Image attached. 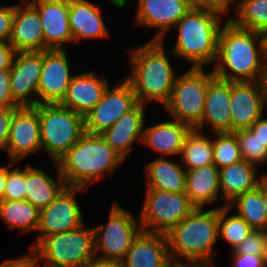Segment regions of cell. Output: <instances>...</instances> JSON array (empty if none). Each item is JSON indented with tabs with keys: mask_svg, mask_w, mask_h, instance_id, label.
Returning a JSON list of instances; mask_svg holds the SVG:
<instances>
[{
	"mask_svg": "<svg viewBox=\"0 0 267 267\" xmlns=\"http://www.w3.org/2000/svg\"><path fill=\"white\" fill-rule=\"evenodd\" d=\"M226 19L211 67L215 76L226 81H263L266 70L263 33L237 27L227 16Z\"/></svg>",
	"mask_w": 267,
	"mask_h": 267,
	"instance_id": "6da1fadb",
	"label": "cell"
},
{
	"mask_svg": "<svg viewBox=\"0 0 267 267\" xmlns=\"http://www.w3.org/2000/svg\"><path fill=\"white\" fill-rule=\"evenodd\" d=\"M164 43L165 41L149 40L128 52L131 71L125 79L131 84L138 102L144 105L156 102L164 107L172 94L178 74L170 59L175 55L171 51L167 53Z\"/></svg>",
	"mask_w": 267,
	"mask_h": 267,
	"instance_id": "7a4b0ae2",
	"label": "cell"
},
{
	"mask_svg": "<svg viewBox=\"0 0 267 267\" xmlns=\"http://www.w3.org/2000/svg\"><path fill=\"white\" fill-rule=\"evenodd\" d=\"M227 14L213 7L193 6L173 29L176 41L170 51L190 64V68L213 66L219 34ZM206 66V67H205Z\"/></svg>",
	"mask_w": 267,
	"mask_h": 267,
	"instance_id": "3957f363",
	"label": "cell"
},
{
	"mask_svg": "<svg viewBox=\"0 0 267 267\" xmlns=\"http://www.w3.org/2000/svg\"><path fill=\"white\" fill-rule=\"evenodd\" d=\"M125 159L105 141L101 134L85 132L57 161L68 187L85 188L115 174Z\"/></svg>",
	"mask_w": 267,
	"mask_h": 267,
	"instance_id": "277c9868",
	"label": "cell"
},
{
	"mask_svg": "<svg viewBox=\"0 0 267 267\" xmlns=\"http://www.w3.org/2000/svg\"><path fill=\"white\" fill-rule=\"evenodd\" d=\"M195 208L166 237L172 261L215 267L214 247L219 241V208Z\"/></svg>",
	"mask_w": 267,
	"mask_h": 267,
	"instance_id": "5b68a950",
	"label": "cell"
},
{
	"mask_svg": "<svg viewBox=\"0 0 267 267\" xmlns=\"http://www.w3.org/2000/svg\"><path fill=\"white\" fill-rule=\"evenodd\" d=\"M86 225L43 237L32 248L36 267H85L96 255L94 230Z\"/></svg>",
	"mask_w": 267,
	"mask_h": 267,
	"instance_id": "8992f818",
	"label": "cell"
},
{
	"mask_svg": "<svg viewBox=\"0 0 267 267\" xmlns=\"http://www.w3.org/2000/svg\"><path fill=\"white\" fill-rule=\"evenodd\" d=\"M42 151L57 162L85 133L84 116L56 104H37Z\"/></svg>",
	"mask_w": 267,
	"mask_h": 267,
	"instance_id": "52a82bcc",
	"label": "cell"
},
{
	"mask_svg": "<svg viewBox=\"0 0 267 267\" xmlns=\"http://www.w3.org/2000/svg\"><path fill=\"white\" fill-rule=\"evenodd\" d=\"M189 68L178 74L168 103L162 108L171 119L195 129L202 120L209 83L216 77L213 70Z\"/></svg>",
	"mask_w": 267,
	"mask_h": 267,
	"instance_id": "ba28073f",
	"label": "cell"
},
{
	"mask_svg": "<svg viewBox=\"0 0 267 267\" xmlns=\"http://www.w3.org/2000/svg\"><path fill=\"white\" fill-rule=\"evenodd\" d=\"M144 190L142 209L138 215L142 231L166 234L195 209L185 192Z\"/></svg>",
	"mask_w": 267,
	"mask_h": 267,
	"instance_id": "9c48e42d",
	"label": "cell"
},
{
	"mask_svg": "<svg viewBox=\"0 0 267 267\" xmlns=\"http://www.w3.org/2000/svg\"><path fill=\"white\" fill-rule=\"evenodd\" d=\"M109 211L106 223L93 227L95 254L122 261L132 242L142 231L140 220L117 201Z\"/></svg>",
	"mask_w": 267,
	"mask_h": 267,
	"instance_id": "30bf717a",
	"label": "cell"
},
{
	"mask_svg": "<svg viewBox=\"0 0 267 267\" xmlns=\"http://www.w3.org/2000/svg\"><path fill=\"white\" fill-rule=\"evenodd\" d=\"M86 190L67 186L48 206L40 210L38 230L31 249L45 236L71 231L85 223L83 209L76 196Z\"/></svg>",
	"mask_w": 267,
	"mask_h": 267,
	"instance_id": "8fae6325",
	"label": "cell"
},
{
	"mask_svg": "<svg viewBox=\"0 0 267 267\" xmlns=\"http://www.w3.org/2000/svg\"><path fill=\"white\" fill-rule=\"evenodd\" d=\"M106 89L102 99L84 116L85 132L101 134L139 102L131 84L125 79Z\"/></svg>",
	"mask_w": 267,
	"mask_h": 267,
	"instance_id": "7c38bea8",
	"label": "cell"
},
{
	"mask_svg": "<svg viewBox=\"0 0 267 267\" xmlns=\"http://www.w3.org/2000/svg\"><path fill=\"white\" fill-rule=\"evenodd\" d=\"M194 6L190 0H137L134 25L156 29L151 40L164 41L174 25Z\"/></svg>",
	"mask_w": 267,
	"mask_h": 267,
	"instance_id": "4fadbf2b",
	"label": "cell"
},
{
	"mask_svg": "<svg viewBox=\"0 0 267 267\" xmlns=\"http://www.w3.org/2000/svg\"><path fill=\"white\" fill-rule=\"evenodd\" d=\"M5 151L7 158L15 162L42 152L40 120L34 106H21L14 111Z\"/></svg>",
	"mask_w": 267,
	"mask_h": 267,
	"instance_id": "5bb4252c",
	"label": "cell"
},
{
	"mask_svg": "<svg viewBox=\"0 0 267 267\" xmlns=\"http://www.w3.org/2000/svg\"><path fill=\"white\" fill-rule=\"evenodd\" d=\"M67 49L43 51L42 71L37 92V104L61 103L72 77Z\"/></svg>",
	"mask_w": 267,
	"mask_h": 267,
	"instance_id": "9a60e30c",
	"label": "cell"
},
{
	"mask_svg": "<svg viewBox=\"0 0 267 267\" xmlns=\"http://www.w3.org/2000/svg\"><path fill=\"white\" fill-rule=\"evenodd\" d=\"M232 132L249 129L267 109L263 81H231Z\"/></svg>",
	"mask_w": 267,
	"mask_h": 267,
	"instance_id": "2e32d148",
	"label": "cell"
},
{
	"mask_svg": "<svg viewBox=\"0 0 267 267\" xmlns=\"http://www.w3.org/2000/svg\"><path fill=\"white\" fill-rule=\"evenodd\" d=\"M42 64L43 51H16L10 69V88L13 100L20 107L37 105Z\"/></svg>",
	"mask_w": 267,
	"mask_h": 267,
	"instance_id": "e0dca14e",
	"label": "cell"
},
{
	"mask_svg": "<svg viewBox=\"0 0 267 267\" xmlns=\"http://www.w3.org/2000/svg\"><path fill=\"white\" fill-rule=\"evenodd\" d=\"M29 1L37 8L43 25L44 50L67 49V44L73 43L69 27V0Z\"/></svg>",
	"mask_w": 267,
	"mask_h": 267,
	"instance_id": "ac0fdd59",
	"label": "cell"
},
{
	"mask_svg": "<svg viewBox=\"0 0 267 267\" xmlns=\"http://www.w3.org/2000/svg\"><path fill=\"white\" fill-rule=\"evenodd\" d=\"M230 98L231 81L215 77L207 88L203 117L195 130L204 132L209 127L212 133L232 132Z\"/></svg>",
	"mask_w": 267,
	"mask_h": 267,
	"instance_id": "d6986e66",
	"label": "cell"
},
{
	"mask_svg": "<svg viewBox=\"0 0 267 267\" xmlns=\"http://www.w3.org/2000/svg\"><path fill=\"white\" fill-rule=\"evenodd\" d=\"M110 83L103 73L97 74L94 71L76 73L60 104L85 116L102 99Z\"/></svg>",
	"mask_w": 267,
	"mask_h": 267,
	"instance_id": "ffe728a7",
	"label": "cell"
},
{
	"mask_svg": "<svg viewBox=\"0 0 267 267\" xmlns=\"http://www.w3.org/2000/svg\"><path fill=\"white\" fill-rule=\"evenodd\" d=\"M15 5L9 44L16 51H44V30L37 8L22 0Z\"/></svg>",
	"mask_w": 267,
	"mask_h": 267,
	"instance_id": "44dd1931",
	"label": "cell"
},
{
	"mask_svg": "<svg viewBox=\"0 0 267 267\" xmlns=\"http://www.w3.org/2000/svg\"><path fill=\"white\" fill-rule=\"evenodd\" d=\"M146 106L138 103L132 110L123 114L114 125L101 133L105 141L125 160L130 155L134 143L142 142L146 126Z\"/></svg>",
	"mask_w": 267,
	"mask_h": 267,
	"instance_id": "7402d4cb",
	"label": "cell"
},
{
	"mask_svg": "<svg viewBox=\"0 0 267 267\" xmlns=\"http://www.w3.org/2000/svg\"><path fill=\"white\" fill-rule=\"evenodd\" d=\"M122 262L124 267H166L172 262L166 234L141 231Z\"/></svg>",
	"mask_w": 267,
	"mask_h": 267,
	"instance_id": "603a6c76",
	"label": "cell"
},
{
	"mask_svg": "<svg viewBox=\"0 0 267 267\" xmlns=\"http://www.w3.org/2000/svg\"><path fill=\"white\" fill-rule=\"evenodd\" d=\"M192 128L180 121L170 118L160 123L144 127L141 144L155 152L157 157L180 156L186 136Z\"/></svg>",
	"mask_w": 267,
	"mask_h": 267,
	"instance_id": "cb8c5ba5",
	"label": "cell"
},
{
	"mask_svg": "<svg viewBox=\"0 0 267 267\" xmlns=\"http://www.w3.org/2000/svg\"><path fill=\"white\" fill-rule=\"evenodd\" d=\"M101 6L89 0H69V27L73 42L110 37ZM78 42V43H77Z\"/></svg>",
	"mask_w": 267,
	"mask_h": 267,
	"instance_id": "d4e9b609",
	"label": "cell"
},
{
	"mask_svg": "<svg viewBox=\"0 0 267 267\" xmlns=\"http://www.w3.org/2000/svg\"><path fill=\"white\" fill-rule=\"evenodd\" d=\"M51 164L57 172L56 178L49 176L44 169L33 164L27 163L25 166V200L39 210L48 206L67 187L57 162Z\"/></svg>",
	"mask_w": 267,
	"mask_h": 267,
	"instance_id": "484cf974",
	"label": "cell"
},
{
	"mask_svg": "<svg viewBox=\"0 0 267 267\" xmlns=\"http://www.w3.org/2000/svg\"><path fill=\"white\" fill-rule=\"evenodd\" d=\"M258 170L256 165L243 159L219 169L220 191L224 206L238 195L255 189L259 185L267 173H259Z\"/></svg>",
	"mask_w": 267,
	"mask_h": 267,
	"instance_id": "4316f807",
	"label": "cell"
},
{
	"mask_svg": "<svg viewBox=\"0 0 267 267\" xmlns=\"http://www.w3.org/2000/svg\"><path fill=\"white\" fill-rule=\"evenodd\" d=\"M185 194L195 208H211L215 200L223 202L219 169L213 164L187 170Z\"/></svg>",
	"mask_w": 267,
	"mask_h": 267,
	"instance_id": "83f0119b",
	"label": "cell"
},
{
	"mask_svg": "<svg viewBox=\"0 0 267 267\" xmlns=\"http://www.w3.org/2000/svg\"><path fill=\"white\" fill-rule=\"evenodd\" d=\"M169 157H156L146 163L145 189H159L174 193L185 192L186 169L181 161H173Z\"/></svg>",
	"mask_w": 267,
	"mask_h": 267,
	"instance_id": "f1b7e54d",
	"label": "cell"
},
{
	"mask_svg": "<svg viewBox=\"0 0 267 267\" xmlns=\"http://www.w3.org/2000/svg\"><path fill=\"white\" fill-rule=\"evenodd\" d=\"M40 210L26 200H3L0 202V219L10 230L19 229L20 235L36 232Z\"/></svg>",
	"mask_w": 267,
	"mask_h": 267,
	"instance_id": "f546056e",
	"label": "cell"
},
{
	"mask_svg": "<svg viewBox=\"0 0 267 267\" xmlns=\"http://www.w3.org/2000/svg\"><path fill=\"white\" fill-rule=\"evenodd\" d=\"M228 206L242 217L253 230L267 231V215L263 204V179L259 185L238 195Z\"/></svg>",
	"mask_w": 267,
	"mask_h": 267,
	"instance_id": "4dcf8cb0",
	"label": "cell"
},
{
	"mask_svg": "<svg viewBox=\"0 0 267 267\" xmlns=\"http://www.w3.org/2000/svg\"><path fill=\"white\" fill-rule=\"evenodd\" d=\"M179 158L186 170L213 165L212 138L205 132L192 129L185 138Z\"/></svg>",
	"mask_w": 267,
	"mask_h": 267,
	"instance_id": "1f68e13d",
	"label": "cell"
},
{
	"mask_svg": "<svg viewBox=\"0 0 267 267\" xmlns=\"http://www.w3.org/2000/svg\"><path fill=\"white\" fill-rule=\"evenodd\" d=\"M228 19L237 27L265 33L267 31V0H238Z\"/></svg>",
	"mask_w": 267,
	"mask_h": 267,
	"instance_id": "d6a6232c",
	"label": "cell"
},
{
	"mask_svg": "<svg viewBox=\"0 0 267 267\" xmlns=\"http://www.w3.org/2000/svg\"><path fill=\"white\" fill-rule=\"evenodd\" d=\"M233 209L226 205L219 208V238L229 245L230 251L236 247L253 231L250 225L237 213L231 214Z\"/></svg>",
	"mask_w": 267,
	"mask_h": 267,
	"instance_id": "836d02e7",
	"label": "cell"
},
{
	"mask_svg": "<svg viewBox=\"0 0 267 267\" xmlns=\"http://www.w3.org/2000/svg\"><path fill=\"white\" fill-rule=\"evenodd\" d=\"M214 165L221 169L242 160L239 142L234 132L213 133Z\"/></svg>",
	"mask_w": 267,
	"mask_h": 267,
	"instance_id": "e575fe53",
	"label": "cell"
},
{
	"mask_svg": "<svg viewBox=\"0 0 267 267\" xmlns=\"http://www.w3.org/2000/svg\"><path fill=\"white\" fill-rule=\"evenodd\" d=\"M243 160L256 165L265 166L267 163V148L256 138L249 129L234 132Z\"/></svg>",
	"mask_w": 267,
	"mask_h": 267,
	"instance_id": "d590c367",
	"label": "cell"
},
{
	"mask_svg": "<svg viewBox=\"0 0 267 267\" xmlns=\"http://www.w3.org/2000/svg\"><path fill=\"white\" fill-rule=\"evenodd\" d=\"M7 161L9 162L7 163V180L3 200H25V167L22 168L19 162Z\"/></svg>",
	"mask_w": 267,
	"mask_h": 267,
	"instance_id": "8d00e7d4",
	"label": "cell"
},
{
	"mask_svg": "<svg viewBox=\"0 0 267 267\" xmlns=\"http://www.w3.org/2000/svg\"><path fill=\"white\" fill-rule=\"evenodd\" d=\"M231 253L267 256V231L253 230Z\"/></svg>",
	"mask_w": 267,
	"mask_h": 267,
	"instance_id": "74e56055",
	"label": "cell"
},
{
	"mask_svg": "<svg viewBox=\"0 0 267 267\" xmlns=\"http://www.w3.org/2000/svg\"><path fill=\"white\" fill-rule=\"evenodd\" d=\"M15 5H0V43H9Z\"/></svg>",
	"mask_w": 267,
	"mask_h": 267,
	"instance_id": "f35d334b",
	"label": "cell"
},
{
	"mask_svg": "<svg viewBox=\"0 0 267 267\" xmlns=\"http://www.w3.org/2000/svg\"><path fill=\"white\" fill-rule=\"evenodd\" d=\"M231 267H267V256L231 253Z\"/></svg>",
	"mask_w": 267,
	"mask_h": 267,
	"instance_id": "ab89813d",
	"label": "cell"
},
{
	"mask_svg": "<svg viewBox=\"0 0 267 267\" xmlns=\"http://www.w3.org/2000/svg\"><path fill=\"white\" fill-rule=\"evenodd\" d=\"M10 70H0V107H20L11 95Z\"/></svg>",
	"mask_w": 267,
	"mask_h": 267,
	"instance_id": "60d3db41",
	"label": "cell"
},
{
	"mask_svg": "<svg viewBox=\"0 0 267 267\" xmlns=\"http://www.w3.org/2000/svg\"><path fill=\"white\" fill-rule=\"evenodd\" d=\"M17 108L0 107V150H6L11 120Z\"/></svg>",
	"mask_w": 267,
	"mask_h": 267,
	"instance_id": "b9f144b4",
	"label": "cell"
},
{
	"mask_svg": "<svg viewBox=\"0 0 267 267\" xmlns=\"http://www.w3.org/2000/svg\"><path fill=\"white\" fill-rule=\"evenodd\" d=\"M0 267H36L32 249L30 248L28 252L21 254L18 258L4 260Z\"/></svg>",
	"mask_w": 267,
	"mask_h": 267,
	"instance_id": "7bdbcfd3",
	"label": "cell"
},
{
	"mask_svg": "<svg viewBox=\"0 0 267 267\" xmlns=\"http://www.w3.org/2000/svg\"><path fill=\"white\" fill-rule=\"evenodd\" d=\"M16 50L9 43H0V70H10Z\"/></svg>",
	"mask_w": 267,
	"mask_h": 267,
	"instance_id": "ee69618b",
	"label": "cell"
},
{
	"mask_svg": "<svg viewBox=\"0 0 267 267\" xmlns=\"http://www.w3.org/2000/svg\"><path fill=\"white\" fill-rule=\"evenodd\" d=\"M249 130L267 148V118L262 115L253 123Z\"/></svg>",
	"mask_w": 267,
	"mask_h": 267,
	"instance_id": "f6af8a7d",
	"label": "cell"
},
{
	"mask_svg": "<svg viewBox=\"0 0 267 267\" xmlns=\"http://www.w3.org/2000/svg\"><path fill=\"white\" fill-rule=\"evenodd\" d=\"M232 0H199V6L213 7L225 12L228 15L234 7Z\"/></svg>",
	"mask_w": 267,
	"mask_h": 267,
	"instance_id": "bcb514c9",
	"label": "cell"
},
{
	"mask_svg": "<svg viewBox=\"0 0 267 267\" xmlns=\"http://www.w3.org/2000/svg\"><path fill=\"white\" fill-rule=\"evenodd\" d=\"M85 267H124V265L122 261L106 259L95 255L85 264Z\"/></svg>",
	"mask_w": 267,
	"mask_h": 267,
	"instance_id": "7dc6e473",
	"label": "cell"
},
{
	"mask_svg": "<svg viewBox=\"0 0 267 267\" xmlns=\"http://www.w3.org/2000/svg\"><path fill=\"white\" fill-rule=\"evenodd\" d=\"M7 180V164L0 167V202L3 201Z\"/></svg>",
	"mask_w": 267,
	"mask_h": 267,
	"instance_id": "c3c4849f",
	"label": "cell"
},
{
	"mask_svg": "<svg viewBox=\"0 0 267 267\" xmlns=\"http://www.w3.org/2000/svg\"><path fill=\"white\" fill-rule=\"evenodd\" d=\"M129 0H107V3L109 2L110 4H113L116 9H124L128 5Z\"/></svg>",
	"mask_w": 267,
	"mask_h": 267,
	"instance_id": "681fc988",
	"label": "cell"
},
{
	"mask_svg": "<svg viewBox=\"0 0 267 267\" xmlns=\"http://www.w3.org/2000/svg\"><path fill=\"white\" fill-rule=\"evenodd\" d=\"M263 204L267 215V174L263 177Z\"/></svg>",
	"mask_w": 267,
	"mask_h": 267,
	"instance_id": "f907efd6",
	"label": "cell"
},
{
	"mask_svg": "<svg viewBox=\"0 0 267 267\" xmlns=\"http://www.w3.org/2000/svg\"><path fill=\"white\" fill-rule=\"evenodd\" d=\"M180 267H212L205 264H188V263H182L180 262Z\"/></svg>",
	"mask_w": 267,
	"mask_h": 267,
	"instance_id": "816d5d0a",
	"label": "cell"
},
{
	"mask_svg": "<svg viewBox=\"0 0 267 267\" xmlns=\"http://www.w3.org/2000/svg\"><path fill=\"white\" fill-rule=\"evenodd\" d=\"M264 38V50H265V62L267 65V31L263 34Z\"/></svg>",
	"mask_w": 267,
	"mask_h": 267,
	"instance_id": "f5cc1de1",
	"label": "cell"
},
{
	"mask_svg": "<svg viewBox=\"0 0 267 267\" xmlns=\"http://www.w3.org/2000/svg\"><path fill=\"white\" fill-rule=\"evenodd\" d=\"M263 84H264V89H265V94H266V101H267V65H266V70H265V73H264Z\"/></svg>",
	"mask_w": 267,
	"mask_h": 267,
	"instance_id": "db71d44e",
	"label": "cell"
},
{
	"mask_svg": "<svg viewBox=\"0 0 267 267\" xmlns=\"http://www.w3.org/2000/svg\"><path fill=\"white\" fill-rule=\"evenodd\" d=\"M166 267H180V262L172 261Z\"/></svg>",
	"mask_w": 267,
	"mask_h": 267,
	"instance_id": "11a10c76",
	"label": "cell"
},
{
	"mask_svg": "<svg viewBox=\"0 0 267 267\" xmlns=\"http://www.w3.org/2000/svg\"><path fill=\"white\" fill-rule=\"evenodd\" d=\"M194 6H199V0H190Z\"/></svg>",
	"mask_w": 267,
	"mask_h": 267,
	"instance_id": "9f6ffc18",
	"label": "cell"
}]
</instances>
